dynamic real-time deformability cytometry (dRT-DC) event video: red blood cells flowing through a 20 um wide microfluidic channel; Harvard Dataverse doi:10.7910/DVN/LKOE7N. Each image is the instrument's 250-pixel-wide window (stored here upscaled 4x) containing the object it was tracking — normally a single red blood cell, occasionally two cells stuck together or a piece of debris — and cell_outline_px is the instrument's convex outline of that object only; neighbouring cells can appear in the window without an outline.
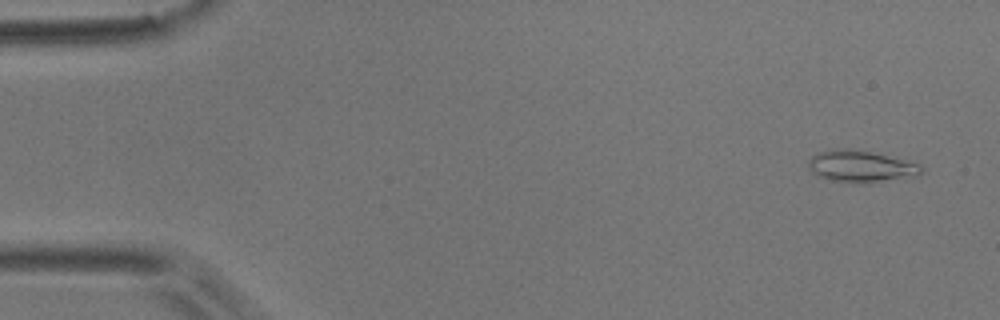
{"species": "common noctule bat (a hibernating species)", "species_latin": "Nyctalus noctula", "temperature_condition": "room temperature", "stored_images_in_passage": 53, "camera_frame_rate_fps": 3000, "um_per_image_px": 0.085, "animal": {"sex": "male", "body_mass_g": 17.9}, "frame": {"image": 1, "passage_image": 3, "time_ms": 0.667, "image_size_px": [1000, 320], "cell_outline_px": [[924, 172], [876, 180], [828, 180], [812, 172], [808, 164], [808, 160], [812, 156], [820, 152], [836, 148], [848, 148], [868, 152], [920, 164], [924, 168]], "centroid_in_image_um": [73.05, 14.07], "position_along_channel_um": 11.9, "area_um2": 19.19}}
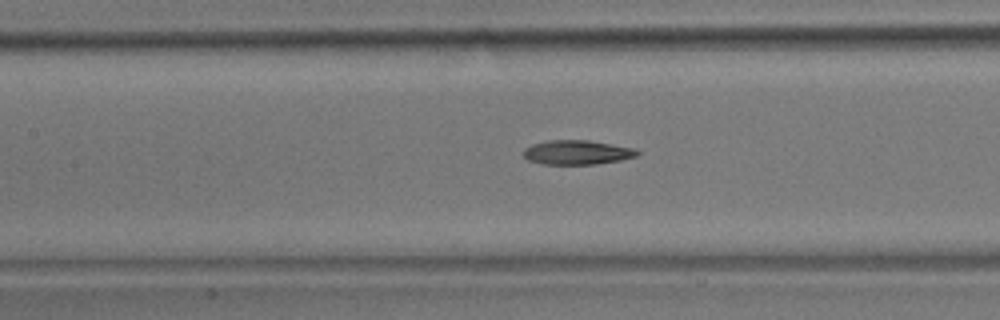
{"frame": {"image": 2, "passage_image": 24, "time_ms": 7.667, "image_size_px": [1000, 320], "cell_outline_px": [[640, 152], [636, 156], [620, 160], [596, 164], [544, 164], [528, 160], [524, 156], [524, 148], [532, 144], [548, 140], [588, 140], [632, 148]], "centroid_in_image_um": [49.02, 12.95], "position_along_channel_um": 158.4, "area_um2": 15.95}}
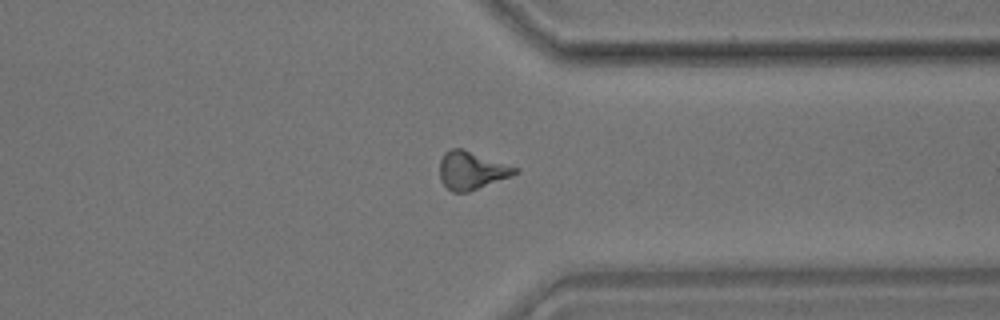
{"frame": {"image": 3, "passage_image": 41, "time_ms": 13.333, "image_size_px": [1000, 320], "cell_outline_px": [[520, 172], [512, 176], [468, 192], [452, 192], [440, 180], [440, 160], [444, 152], [452, 148], [464, 148], [520, 168]], "centroid_in_image_um": [40.11, 14.47], "position_along_channel_um": 371.3, "area_um2": 16.94}, "authors_computed_cell_mechanics": {"area_um2": 16.473, "velocity_mm_per_s": 3.8038, "shape_relaxation_time_tau1_ms": null, "shape_relaxation_time_tau2_ms": 5.7372, "deformation_change_tau1": null, "deformation_change_tau2": 0.1626}}